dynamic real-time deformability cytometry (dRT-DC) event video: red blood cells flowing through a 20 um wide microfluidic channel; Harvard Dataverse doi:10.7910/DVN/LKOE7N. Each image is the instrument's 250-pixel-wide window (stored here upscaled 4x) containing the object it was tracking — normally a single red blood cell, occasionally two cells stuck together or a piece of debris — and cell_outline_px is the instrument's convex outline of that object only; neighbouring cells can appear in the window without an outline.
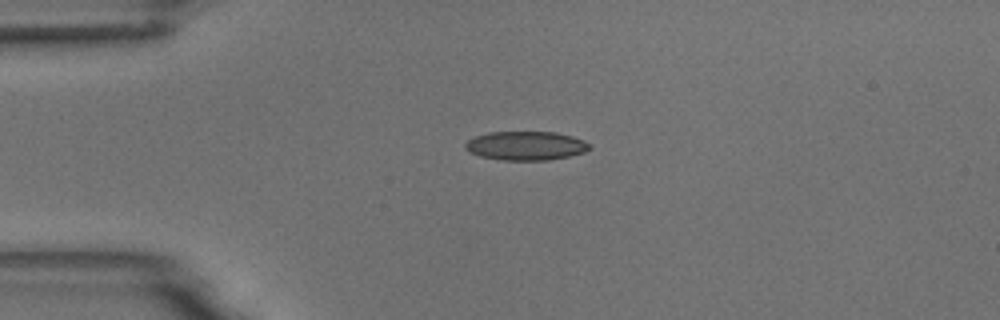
{"species": "common noctule bat (a hibernating species)", "species_latin": "Nyctalus noctula", "temperature_condition": "room temperature", "stored_images_in_passage": 6, "camera_frame_rate_fps": 3000, "um_per_image_px": 0.085, "animal": {"sex": "male", "body_mass_g": 18.8}, "frame": {"image": 1, "passage_image": 1, "time_ms": 0.0, "image_size_px": [1000, 320], "cell_outline_px": [[592, 148], [584, 152], [568, 156], [548, 160], [500, 160], [480, 156], [468, 152], [464, 148], [464, 144], [468, 140], [476, 136], [488, 132], [556, 132], [572, 136], [584, 140]], "centroid_in_image_um": [44.67, 12.39], "position_along_channel_um": 40.3, "area_um2": 20.98}}
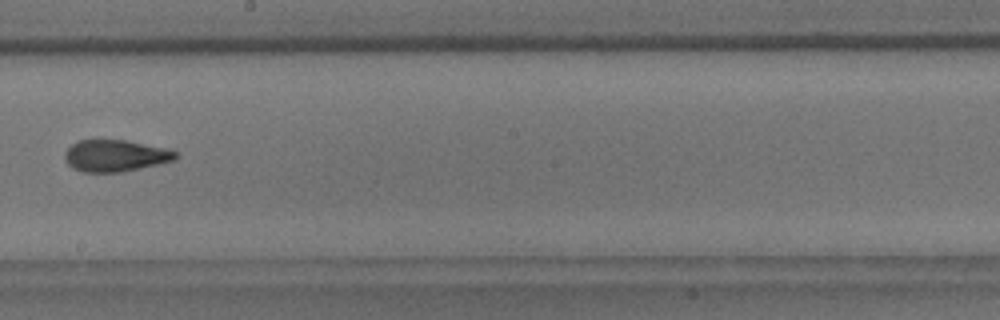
{"frame": {"image": 2, "passage_image": 6, "time_ms": 6.0, "image_size_px": [1000, 320], "cell_outline_px": [[180, 156], [176, 160], [140, 168], [120, 172], [84, 172], [72, 168], [64, 160], [64, 152], [72, 144], [80, 140], [124, 140], [172, 148]], "centroid_in_image_um": [9.85, 13.23], "position_along_channel_um": 238.4, "area_um2": 20.75}}